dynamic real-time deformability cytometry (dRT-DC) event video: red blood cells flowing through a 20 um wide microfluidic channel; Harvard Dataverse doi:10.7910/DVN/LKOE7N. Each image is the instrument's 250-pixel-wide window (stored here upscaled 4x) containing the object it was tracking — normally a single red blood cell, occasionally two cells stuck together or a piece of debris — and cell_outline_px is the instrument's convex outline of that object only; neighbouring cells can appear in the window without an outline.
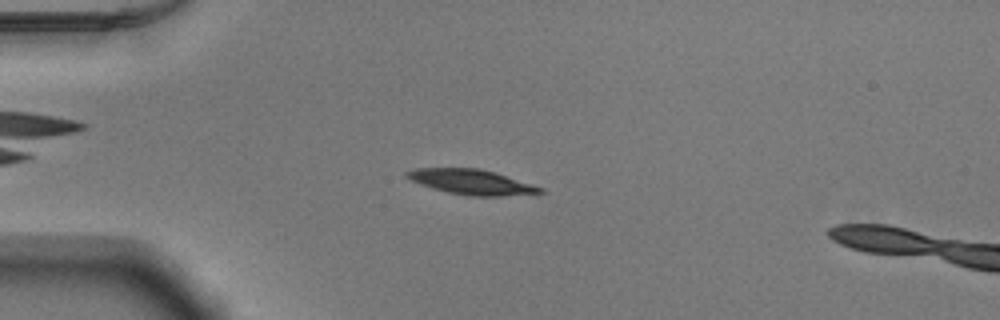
{"species": "Egyptian fruit bat (a non-hibernating species)", "species_latin": "Rousettus aegyptiacus", "temperature_condition": "warm", "stored_images_in_passage": 49, "camera_frame_rate_fps": 3000, "um_per_image_px": 0.085, "animal": {"sex": "male"}, "frame": {"image": 1, "passage_image": 10, "time_ms": 3.0, "image_size_px": [1000, 320], "cell_outline_px": [[544, 192], [500, 196], [468, 196], [448, 192], [432, 188], [412, 180], [404, 176], [404, 172], [412, 168], [480, 168], [532, 184], [544, 188]], "centroid_in_image_um": [40.03, 15.46], "position_along_channel_um": 45.0, "area_um2": 19.25}}
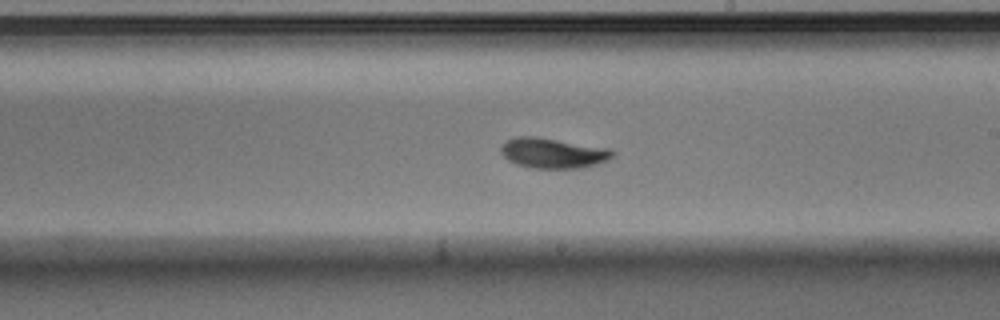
{"frame": {"image": 2, "passage_image": 27, "time_ms": 8.667, "image_size_px": [1000, 320], "cell_outline_px": [[616, 152], [608, 160], [584, 168], [532, 168], [516, 164], [508, 160], [500, 152], [500, 148], [504, 140], [516, 136], [532, 136], [608, 148]], "centroid_in_image_um": [46.96, 13.01], "position_along_channel_um": 242.0, "area_um2": 19.65}}
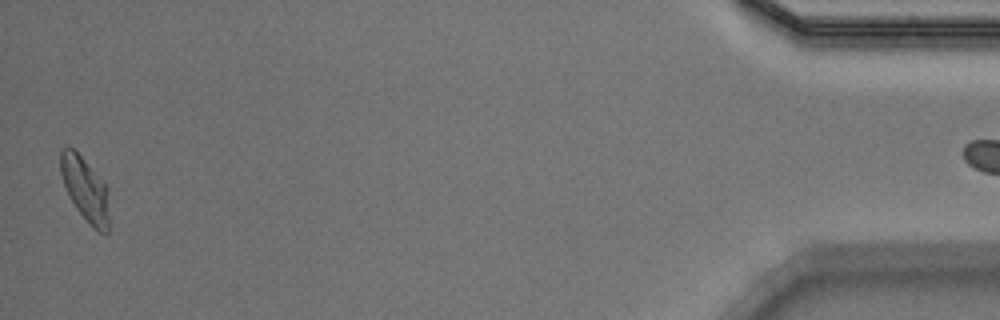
{"frame": {"image": 3, "passage_image": 48, "time_ms": 15.667, "image_size_px": [1000, 320], "cell_outline_px": [[108, 232], [100, 232], [92, 228], [76, 208], [64, 184], [60, 172], [60, 152], [64, 148], [72, 148], [80, 156], [108, 188]], "centroid_in_image_um": [7.24, 16.12], "position_along_channel_um": 428.0, "area_um2": 17.57}}